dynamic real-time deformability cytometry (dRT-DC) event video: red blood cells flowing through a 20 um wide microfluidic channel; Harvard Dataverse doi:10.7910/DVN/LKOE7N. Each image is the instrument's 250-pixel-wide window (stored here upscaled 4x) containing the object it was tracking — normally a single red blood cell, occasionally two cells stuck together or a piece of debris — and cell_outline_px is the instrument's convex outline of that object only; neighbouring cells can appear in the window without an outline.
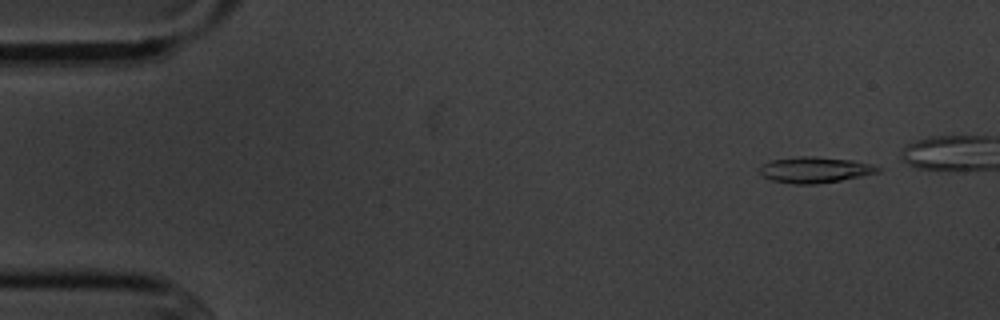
{"species": "common noctule bat (a hibernating species)", "species_latin": "Nyctalus noctula", "temperature_condition": "cold", "stored_images_in_passage": 5, "camera_frame_rate_fps": 3000, "um_per_image_px": 0.085, "animal": {"sex": "male", "body_mass_g": 20.1, "forearm_length_mm": 53.5}, "frame": {"image": 1, "passage_image": 1, "time_ms": 0.0, "image_size_px": [1000, 320], "cell_outline_px": [[880, 172], [840, 180], [816, 184], [792, 184], [772, 180], [764, 176], [760, 172], [760, 168], [764, 164], [772, 160], [800, 156], [816, 156], [852, 160], [872, 164], [880, 168]], "centroid_in_image_um": [69.28, 14.43], "position_along_channel_um": 15.7, "area_um2": 17.69}}
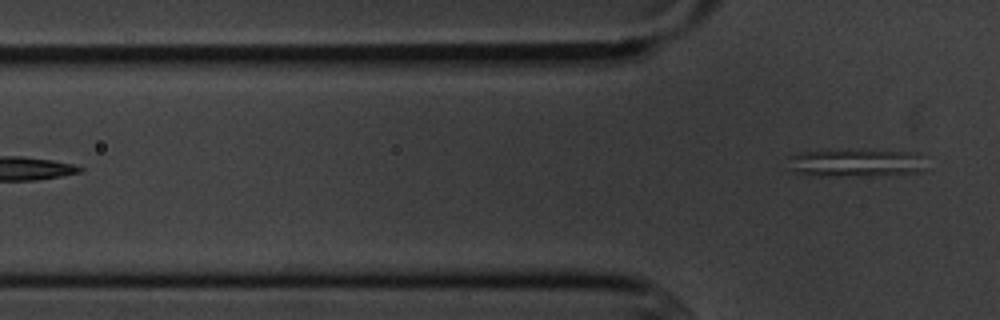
{"frame": {"image": 2, "passage_image": 5, "time_ms": 5.667, "image_size_px": [1000, 320], "cell_outline_px": [[924, 152], [920, 172], [820, 176], [816, 176], [796, 172], [788, 168], [788, 156], [796, 152], [816, 148]], "centroid_in_image_um": [72.59, 13.77], "position_along_channel_um": 53.2, "area_um2": 22.83}}